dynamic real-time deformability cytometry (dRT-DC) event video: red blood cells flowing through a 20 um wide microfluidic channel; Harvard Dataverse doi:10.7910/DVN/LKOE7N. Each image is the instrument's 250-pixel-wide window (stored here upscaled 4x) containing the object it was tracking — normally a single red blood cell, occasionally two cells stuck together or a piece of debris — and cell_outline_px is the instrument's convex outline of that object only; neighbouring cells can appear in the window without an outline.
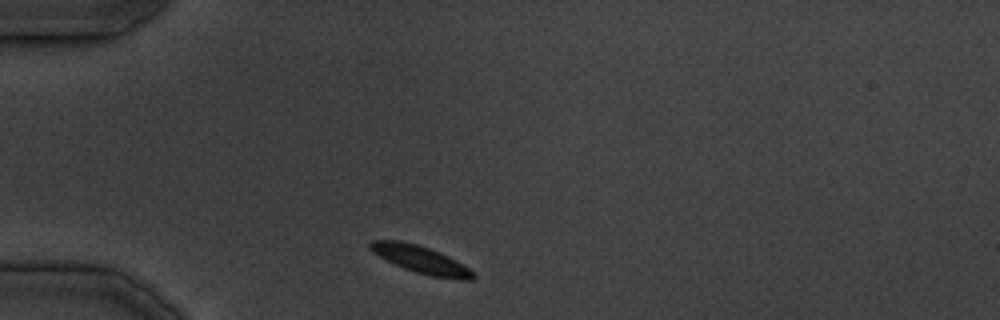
{"species": "common noctule bat (a hibernating species)", "species_latin": "Nyctalus noctula", "temperature_condition": "cold", "stored_images_in_passage": 29, "camera_frame_rate_fps": 3000, "um_per_image_px": 0.085, "animal": {"sex": "male", "body_mass_g": 19.5, "forearm_length_mm": 54.6}, "frame": {"image": 1, "passage_image": 1, "time_ms": 0.0, "image_size_px": [1000, 320], "cell_outline_px": [[476, 276], [472, 280], [456, 280], [428, 276], [404, 268], [372, 252], [368, 248], [368, 244], [372, 240], [400, 240], [416, 244], [440, 252], [456, 260], [468, 268]], "centroid_in_image_um": [35.78, 22.07], "position_along_channel_um": 49.2, "area_um2": 16.42}}
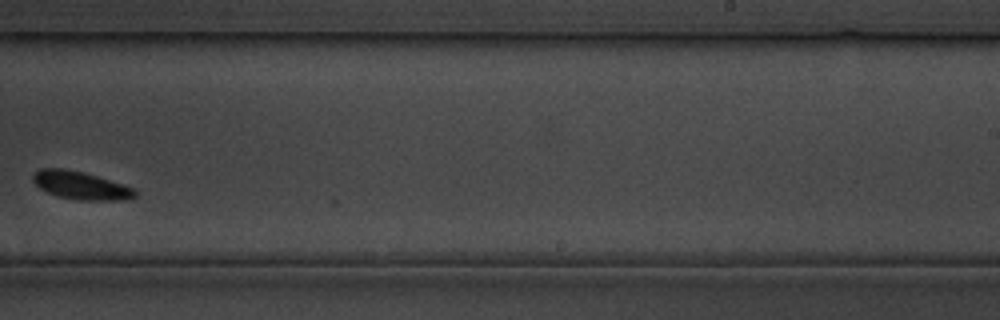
{"frame": {"image": 2, "passage_image": 16, "time_ms": 18.0, "image_size_px": [1000, 320], "cell_outline_px": [[136, 196], [124, 200], [76, 200], [60, 196], [48, 192], [40, 188], [32, 180], [32, 172], [40, 168], [64, 168], [84, 172], [136, 188]], "centroid_in_image_um": [6.86, 15.75], "position_along_channel_um": 282.1, "area_um2": 16.7}}
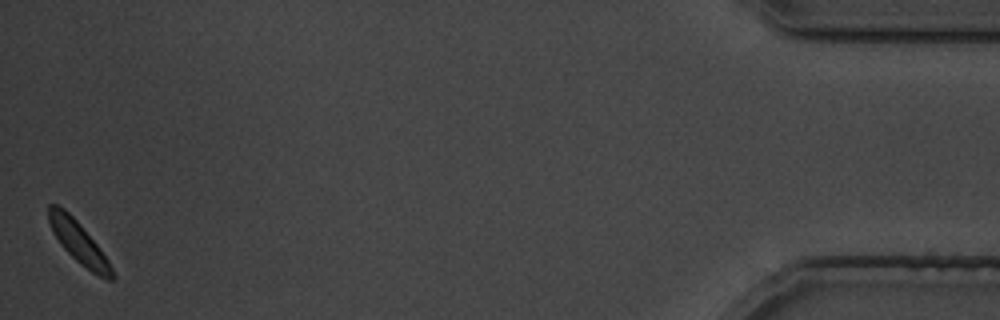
{"frame": {"image": 3, "passage_image": 29, "time_ms": 34.0, "image_size_px": [1000, 320], "cell_outline_px": [[116, 276], [112, 280], [108, 280], [92, 272], [80, 264], [60, 244], [52, 232], [48, 220], [48, 204], [60, 204], [80, 224], [100, 248], [108, 260]], "centroid_in_image_um": [6.67, 20.58], "position_along_channel_um": 428.5, "area_um2": 15.37}}